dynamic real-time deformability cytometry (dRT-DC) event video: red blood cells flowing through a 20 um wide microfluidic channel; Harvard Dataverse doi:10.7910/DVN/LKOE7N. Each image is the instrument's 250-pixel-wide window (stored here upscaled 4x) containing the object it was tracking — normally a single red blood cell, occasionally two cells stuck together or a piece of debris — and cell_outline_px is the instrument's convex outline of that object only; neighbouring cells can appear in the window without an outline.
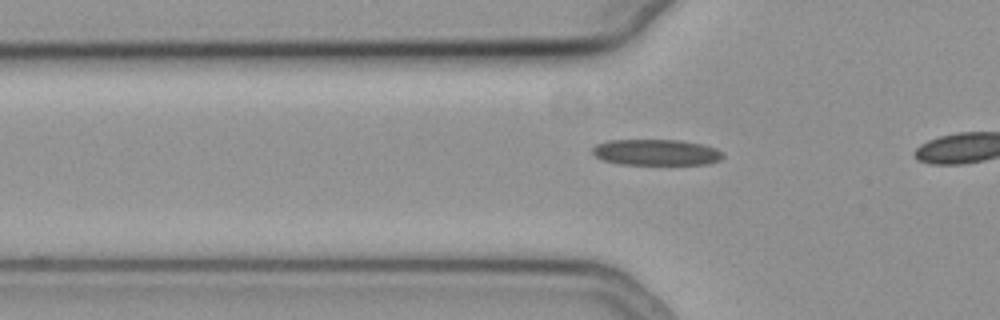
{"species": "common noctule bat (a hibernating species)", "species_latin": "Nyctalus noctula", "temperature_condition": "cold", "stored_images_in_passage": 4, "camera_frame_rate_fps": 3000, "um_per_image_px": 0.085, "animal": {"sex": "female", "body_mass_g": 19.3, "forearm_length_mm": 54.1}, "frame": {"image": 1, "passage_image": 2, "time_ms": 0.333, "image_size_px": [1000, 320], "cell_outline_px": [[724, 156], [720, 160], [708, 164], [620, 164], [604, 160], [596, 156], [592, 152], [592, 148], [596, 144], [608, 140], [680, 140], [704, 144], [716, 148], [724, 152]], "centroid_in_image_um": [55.82, 12.94], "position_along_channel_um": 70.0, "area_um2": 19.88}}